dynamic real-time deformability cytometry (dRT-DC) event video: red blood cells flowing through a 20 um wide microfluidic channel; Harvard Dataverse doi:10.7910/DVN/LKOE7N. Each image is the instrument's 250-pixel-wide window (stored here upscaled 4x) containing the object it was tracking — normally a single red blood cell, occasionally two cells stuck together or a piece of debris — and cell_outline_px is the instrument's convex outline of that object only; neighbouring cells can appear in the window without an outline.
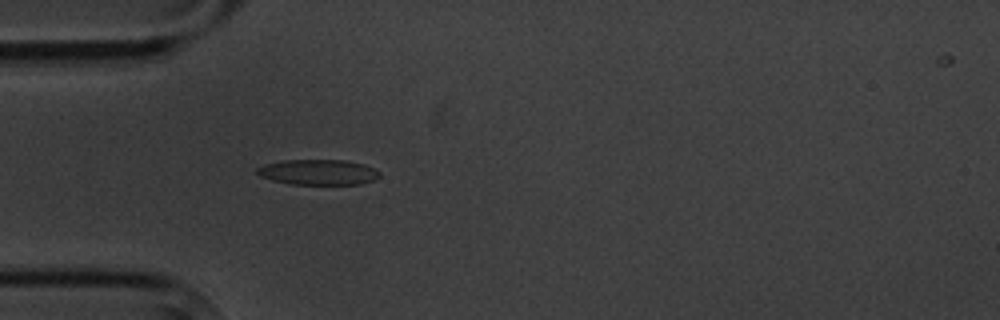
{"species": "common noctule bat (a hibernating species)", "species_latin": "Nyctalus noctula", "temperature_condition": "cold", "stored_images_in_passage": 5, "camera_frame_rate_fps": 3000, "um_per_image_px": 0.085, "animal": {"sex": "male", "body_mass_g": 20.1, "forearm_length_mm": 53.5}, "frame": {"image": 1, "passage_image": 5, "time_ms": 4.333, "image_size_px": [1000, 320], "cell_outline_px": [[380, 176], [372, 180], [360, 184], [288, 184], [272, 180], [260, 176], [256, 172], [256, 168], [264, 164], [284, 160], [344, 160], [364, 164], [380, 172]], "centroid_in_image_um": [27.01, 14.63], "position_along_channel_um": 58.0, "area_um2": 18.09}}